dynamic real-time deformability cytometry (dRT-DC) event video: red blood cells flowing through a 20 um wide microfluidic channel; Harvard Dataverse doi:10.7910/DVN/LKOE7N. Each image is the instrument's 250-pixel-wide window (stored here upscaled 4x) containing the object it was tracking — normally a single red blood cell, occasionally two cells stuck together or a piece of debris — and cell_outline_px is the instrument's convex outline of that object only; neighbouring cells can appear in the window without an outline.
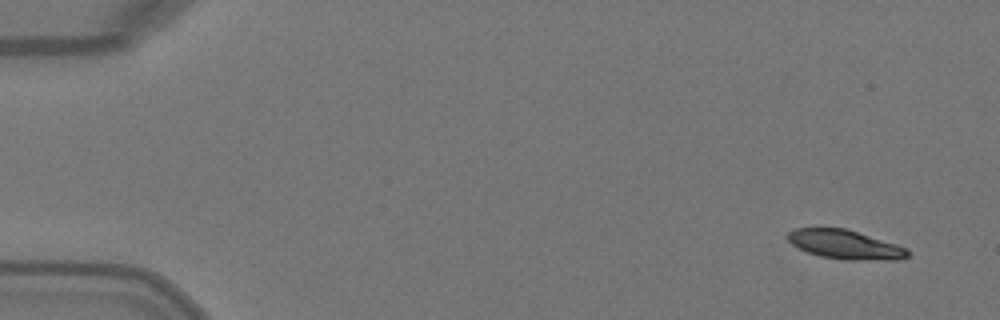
{"species": "Egyptian fruit bat (a non-hibernating species)", "species_latin": "Rousettus aegyptiacus", "temperature_condition": "warm", "stored_images_in_passage": 5, "camera_frame_rate_fps": 3000, "um_per_image_px": 0.085, "animal": {"sex": "female"}, "frame": {"image": 1, "passage_image": 1, "time_ms": 0.0, "image_size_px": [1000, 320], "cell_outline_px": [[908, 256], [900, 260], [844, 260], [820, 256], [808, 252], [792, 244], [788, 240], [788, 232], [796, 228], [844, 228], [896, 244], [908, 248]], "centroid_in_image_um": [71.85, 20.8], "position_along_channel_um": 13.1, "area_um2": 20.17}}
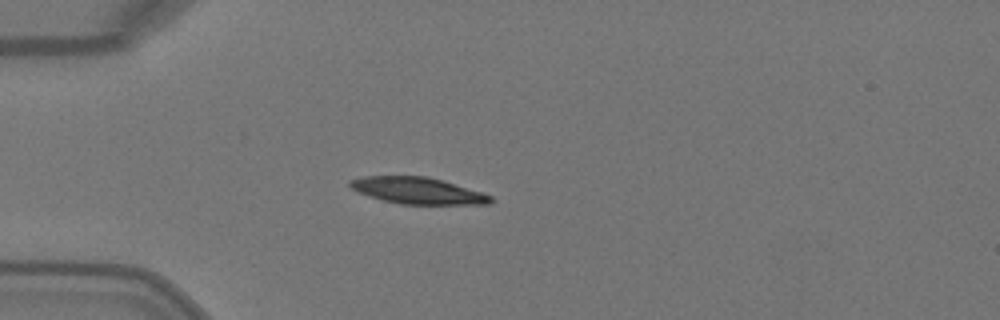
{"frame": {"image": 2, "passage_image": 4, "time_ms": 1.0, "image_size_px": [1000, 320], "cell_outline_px": [[492, 204], [400, 204], [384, 200], [356, 192], [348, 184], [348, 180], [364, 176], [428, 176], [484, 192], [492, 196]], "centroid_in_image_um": [35.52, 16.2], "position_along_channel_um": 49.5, "area_um2": 21.85}}